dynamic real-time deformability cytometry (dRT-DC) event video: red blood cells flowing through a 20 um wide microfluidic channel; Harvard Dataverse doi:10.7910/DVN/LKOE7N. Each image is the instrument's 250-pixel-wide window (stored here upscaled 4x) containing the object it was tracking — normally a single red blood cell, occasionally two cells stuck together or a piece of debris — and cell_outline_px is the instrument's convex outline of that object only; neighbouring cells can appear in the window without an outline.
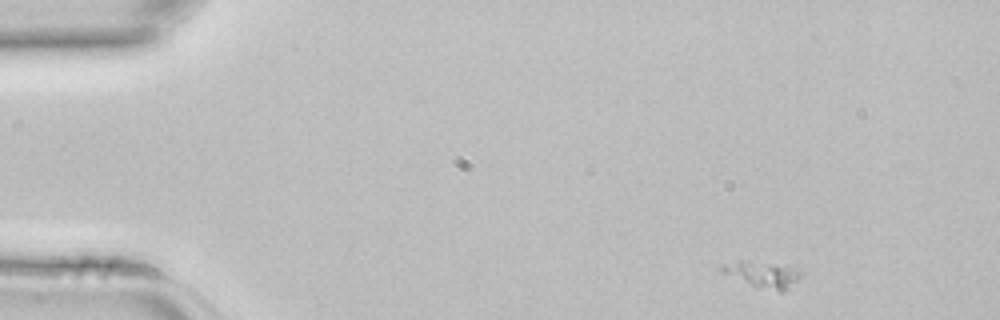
{"species": "common noctule bat (a hibernating species)", "species_latin": "Nyctalus noctula", "temperature_condition": "room temperature", "stored_images_in_passage": 3, "camera_frame_rate_fps": 3000, "um_per_image_px": 0.085, "animal": {"sex": "female", "body_mass_g": 22.7, "forearm_length_mm": 54.2}, "frame": {"image": 1, "passage_image": 1, "time_ms": 0.0, "image_size_px": [1000, 320], "cell_outline_px": [[804, 272], [796, 280], [780, 292], [760, 288], [720, 272], [720, 264], [740, 260], [748, 260], [800, 268]], "centroid_in_image_um": [64.79, 23.29], "position_along_channel_um": 20.2, "area_um2": 11.96}}
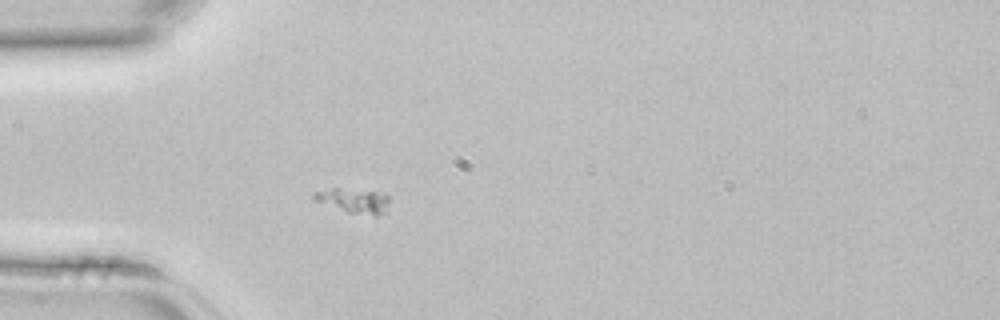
{"frame": {"image": 2, "passage_image": 3, "time_ms": 0.667, "image_size_px": [1000, 320], "cell_outline_px": [[388, 212], [376, 216], [372, 216], [348, 212], [316, 200], [312, 196], [312, 192], [332, 188], [340, 188], [388, 192]], "centroid_in_image_um": [30.16, 17.05], "position_along_channel_um": 54.8, "area_um2": 11.04}}